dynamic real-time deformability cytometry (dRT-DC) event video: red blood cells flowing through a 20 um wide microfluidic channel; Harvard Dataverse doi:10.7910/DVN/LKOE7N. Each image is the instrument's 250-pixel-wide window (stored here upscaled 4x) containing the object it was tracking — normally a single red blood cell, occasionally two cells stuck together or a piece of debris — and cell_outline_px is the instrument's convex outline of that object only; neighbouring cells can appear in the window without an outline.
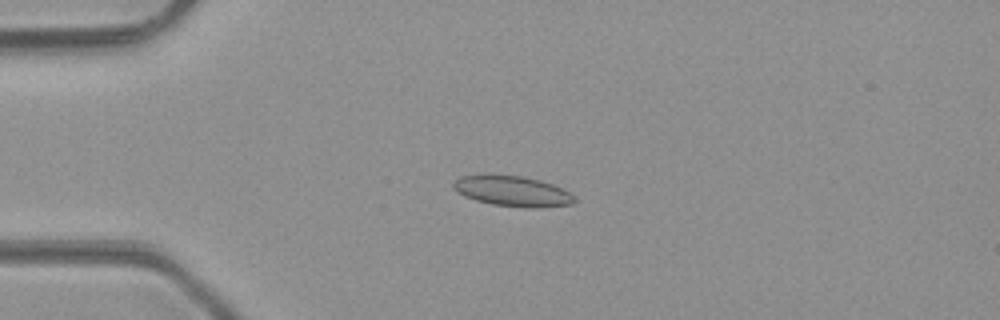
{"species": "common noctule bat (a hibernating species)", "species_latin": "Nyctalus noctula", "temperature_condition": "room temperature", "stored_images_in_passage": 49, "camera_frame_rate_fps": 3000, "um_per_image_px": 0.085, "animal": {"sex": "male", "body_mass_g": 23.1, "forearm_length_mm": 52.7}, "frame": {"image": 1, "passage_image": 13, "time_ms": 4.0, "image_size_px": [1000, 320], "cell_outline_px": [[576, 200], [572, 204], [532, 208], [524, 208], [492, 204], [476, 200], [464, 196], [456, 192], [452, 188], [452, 184], [460, 176], [524, 176], [540, 180], [552, 184], [572, 192], [576, 196]], "centroid_in_image_um": [43.61, 16.27], "position_along_channel_um": 41.4, "area_um2": 21.33}}
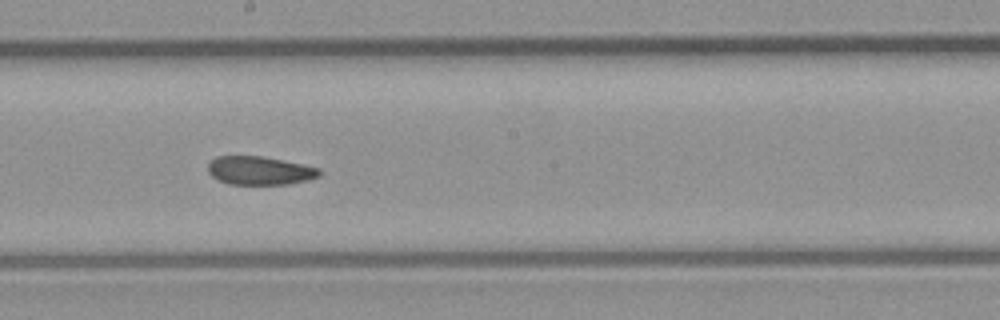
{"frame": {"image": 2, "passage_image": 28, "time_ms": 9.0, "image_size_px": [1000, 320], "cell_outline_px": [[320, 176], [308, 180], [288, 184], [228, 184], [212, 176], [208, 172], [208, 164], [216, 156], [260, 156], [304, 164], [320, 168]], "centroid_in_image_um": [22.09, 14.5], "position_along_channel_um": 226.1, "area_um2": 18.44}}
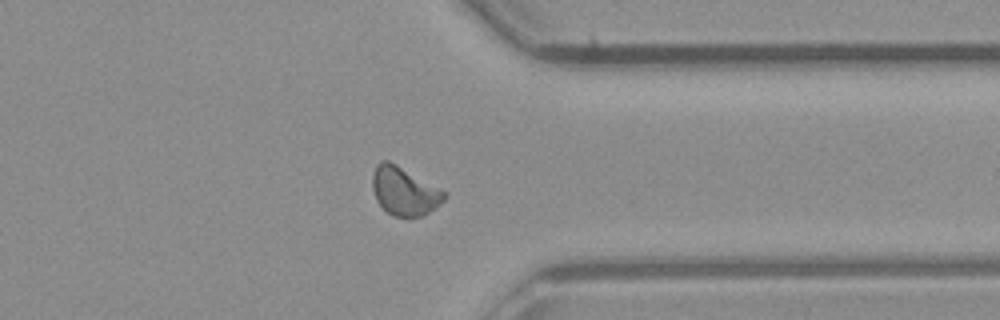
{"frame": {"image": 3, "passage_image": 39, "time_ms": 12.667, "image_size_px": [1000, 320], "cell_outline_px": [[448, 196], [440, 204], [424, 216], [408, 220], [392, 216], [376, 200], [372, 188], [372, 172], [376, 164], [380, 160], [388, 160], [396, 164], [448, 192]], "centroid_in_image_um": [34.38, 16.28], "position_along_channel_um": 377.0, "area_um2": 20.87}, "authors_computed_cell_mechanics": {"area_um2": 19.9988, "velocity_mm_per_s": 4.2406, "shape_relaxation_time_tau1_ms": null, "shape_relaxation_time_tau2_ms": 1.635, "deformation_change_tau1": null, "deformation_change_tau2": 0.0583}}